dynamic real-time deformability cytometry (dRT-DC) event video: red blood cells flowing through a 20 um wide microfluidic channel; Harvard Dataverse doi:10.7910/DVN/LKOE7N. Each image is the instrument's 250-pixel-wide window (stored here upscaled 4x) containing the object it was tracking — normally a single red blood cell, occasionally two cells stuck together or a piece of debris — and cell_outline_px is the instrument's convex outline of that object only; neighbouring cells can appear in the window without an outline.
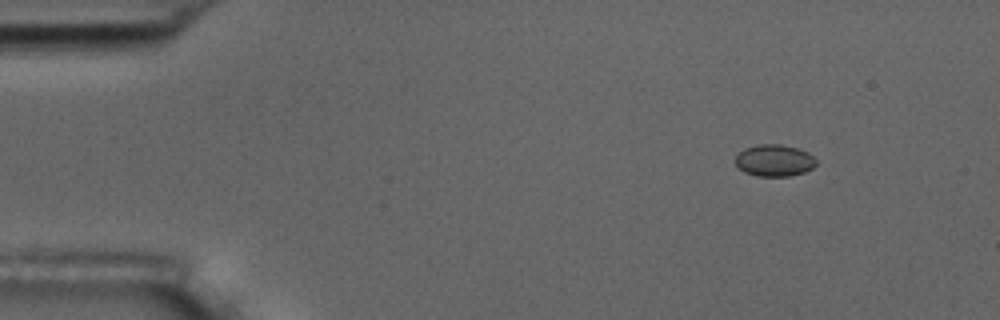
{"species": "common noctule bat (a hibernating species)", "species_latin": "Nyctalus noctula", "temperature_condition": "room temperature", "stored_images_in_passage": 4, "camera_frame_rate_fps": 3000, "um_per_image_px": 0.085, "animal": {"sex": "male", "body_mass_g": 17.5, "forearm_length_mm": 52.3}, "frame": {"image": 1, "passage_image": 2, "time_ms": 1.333, "image_size_px": [1000, 320], "cell_outline_px": [[816, 164], [812, 168], [804, 172], [788, 176], [756, 176], [744, 172], [736, 164], [736, 156], [744, 148], [760, 144], [780, 144], [796, 148], [808, 152], [816, 160]], "centroid_in_image_um": [65.82, 13.64], "position_along_channel_um": 19.2, "area_um2": 14.85}}
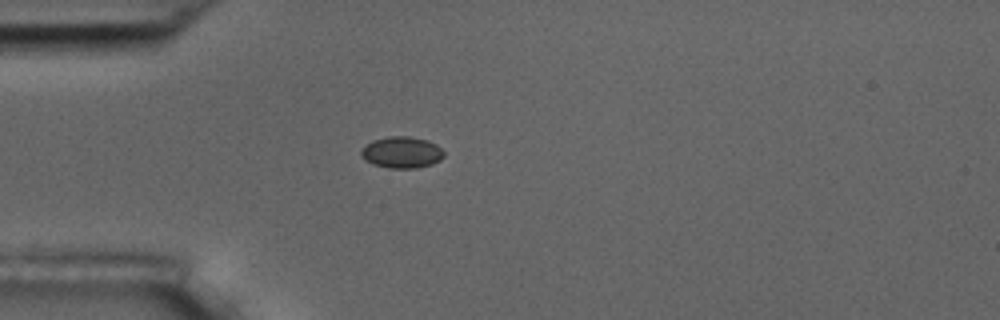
{"frame": {"image": 2, "passage_image": 4, "time_ms": 4.333, "image_size_px": [1000, 320], "cell_outline_px": [[444, 156], [440, 160], [432, 164], [416, 168], [388, 168], [372, 164], [364, 160], [360, 156], [360, 148], [372, 140], [388, 136], [408, 136], [428, 140], [436, 144], [444, 152]], "centroid_in_image_um": [34.11, 12.95], "position_along_channel_um": 50.9, "area_um2": 15.43}}